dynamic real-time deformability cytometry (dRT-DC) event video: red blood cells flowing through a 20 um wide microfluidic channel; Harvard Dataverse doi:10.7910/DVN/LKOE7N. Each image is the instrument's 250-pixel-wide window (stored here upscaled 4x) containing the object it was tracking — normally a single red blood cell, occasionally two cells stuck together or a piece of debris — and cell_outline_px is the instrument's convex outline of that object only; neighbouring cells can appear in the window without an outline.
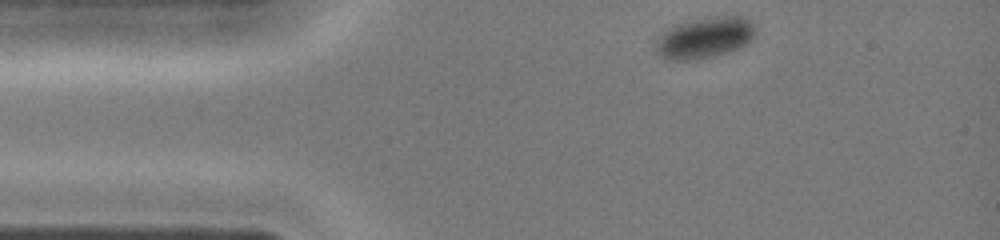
{"species": "common noctule bat (a hibernating species)", "species_latin": "Nyctalus noctula", "temperature_condition": "cold", "stored_images_in_passage": 32, "camera_frame_rate_fps": 3000, "um_per_image_px": 0.085, "animal": {"sex": "female", "body_mass_g": 19.0, "forearm_length_mm": 51.5}, "frame": {"image": 1, "passage_image": 1, "time_ms": 0.0, "image_size_px": [1000, 240], "cell_outline_px": [[756, 32], [752, 40], [728, 52], [716, 56], [696, 60], [664, 60], [656, 52], [656, 36], [660, 32], [676, 24], [692, 20], [716, 16], [744, 16], [752, 20], [756, 28]], "centroid_in_image_um": [59.88, 3.21], "position_along_channel_um": 25.1, "area_um2": 24.33}}
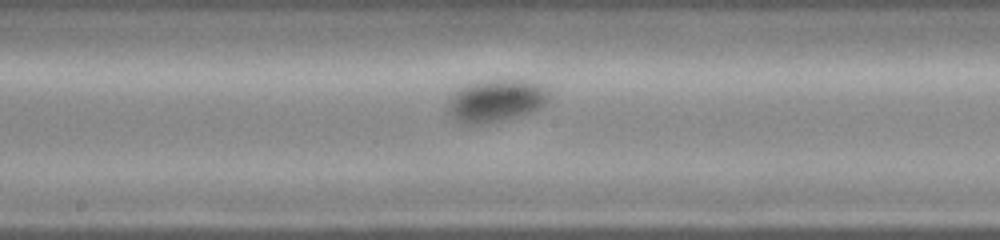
{"frame": {"image": 2, "passage_image": 16, "time_ms": 5.0, "image_size_px": [1000, 240], "cell_outline_px": [[548, 96], [544, 104], [532, 112], [484, 124], [464, 124], [452, 116], [448, 108], [456, 92], [460, 88], [468, 84], [488, 80], [512, 76], [532, 80], [544, 88], [548, 92]], "centroid_in_image_um": [42.22, 8.51], "position_along_channel_um": 206.0, "area_um2": 24.85}}
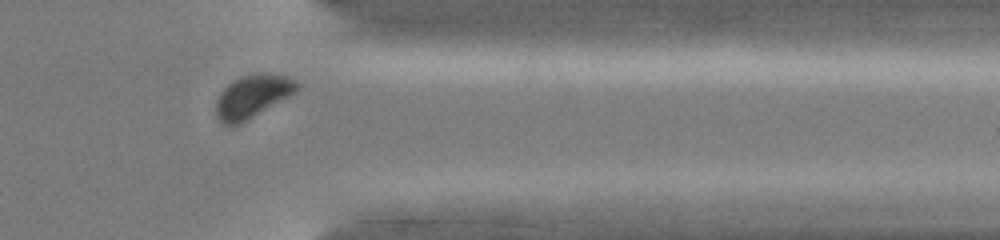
{"frame": {"image": 3, "passage_image": 28, "time_ms": 9.0, "image_size_px": [1000, 240], "cell_outline_px": [[300, 84], [296, 92], [240, 124], [232, 128], [228, 128], [216, 116], [216, 100], [220, 92], [228, 84], [244, 76], [284, 76]], "centroid_in_image_um": [21.39, 8.28], "position_along_channel_um": 390.0, "area_um2": 19.48}}